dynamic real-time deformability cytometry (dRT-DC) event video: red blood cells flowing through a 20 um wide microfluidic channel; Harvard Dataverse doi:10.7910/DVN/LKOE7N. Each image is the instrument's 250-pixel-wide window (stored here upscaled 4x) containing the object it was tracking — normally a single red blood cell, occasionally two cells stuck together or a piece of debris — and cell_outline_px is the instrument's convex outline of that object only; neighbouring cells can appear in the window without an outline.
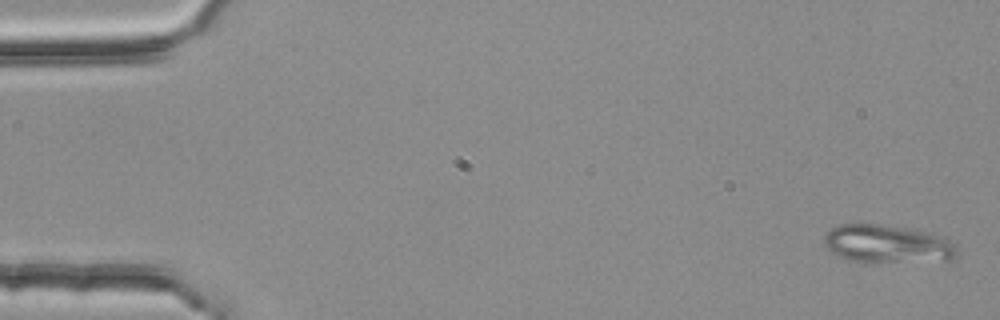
{"species": "common noctule bat (a hibernating species)", "species_latin": "Nyctalus noctula", "temperature_condition": "room temperature", "stored_images_in_passage": 4, "camera_frame_rate_fps": 3000, "um_per_image_px": 0.085, "animal": {"sex": "female", "body_mass_g": 25.1}, "frame": {"image": 1, "passage_image": 1, "time_ms": 0.0, "image_size_px": [1000, 320], "cell_outline_px": [[956, 256], [952, 260], [852, 260], [840, 256], [832, 252], [824, 244], [824, 236], [836, 224], [876, 224], [908, 228], [940, 236], [948, 240], [956, 248]], "centroid_in_image_um": [75.38, 20.69], "position_along_channel_um": 9.6, "area_um2": 28.26}}
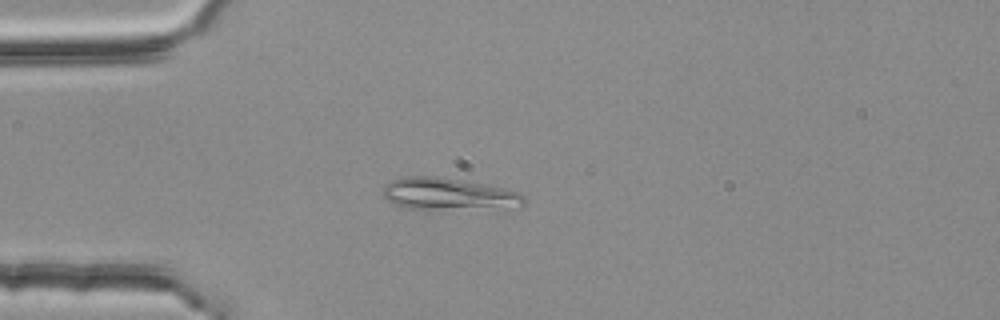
{"frame": {"image": 2, "passage_image": 4, "time_ms": 1.0, "image_size_px": [1000, 320], "cell_outline_px": [[528, 200], [520, 208], [428, 212], [404, 208], [388, 200], [384, 196], [384, 184], [388, 180], [400, 176], [436, 176], [504, 188], [520, 192]], "centroid_in_image_um": [38.16, 16.56], "position_along_channel_um": 46.8, "area_um2": 27.92}}